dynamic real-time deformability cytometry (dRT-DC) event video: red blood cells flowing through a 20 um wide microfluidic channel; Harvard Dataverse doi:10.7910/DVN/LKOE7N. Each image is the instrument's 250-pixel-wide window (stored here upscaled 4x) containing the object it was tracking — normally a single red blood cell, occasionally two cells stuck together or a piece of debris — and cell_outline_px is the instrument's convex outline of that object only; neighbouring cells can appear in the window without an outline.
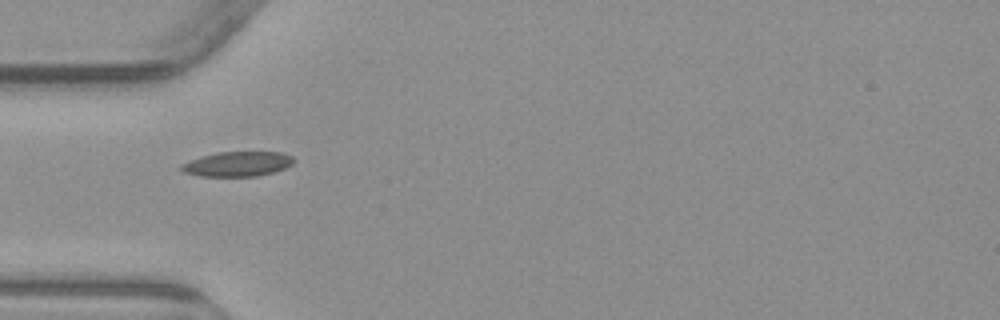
{"species": "common noctule bat (a hibernating species)", "species_latin": "Nyctalus noctula", "temperature_condition": "warm", "stored_images_in_passage": 2, "camera_frame_rate_fps": 3000, "um_per_image_px": 0.085, "animal": {"sex": "male", "body_mass_g": 23.1, "forearm_length_mm": 52.7}, "frame": {"image": 1, "passage_image": 1, "time_ms": 0.0, "image_size_px": [1000, 320], "cell_outline_px": [[296, 160], [292, 164], [284, 168], [272, 172], [256, 176], [200, 176], [184, 172], [176, 168], [180, 164], [204, 156], [220, 152], [280, 152], [292, 156]], "centroid_in_image_um": [20.17, 13.94], "position_along_channel_um": 64.8, "area_um2": 16.13}}
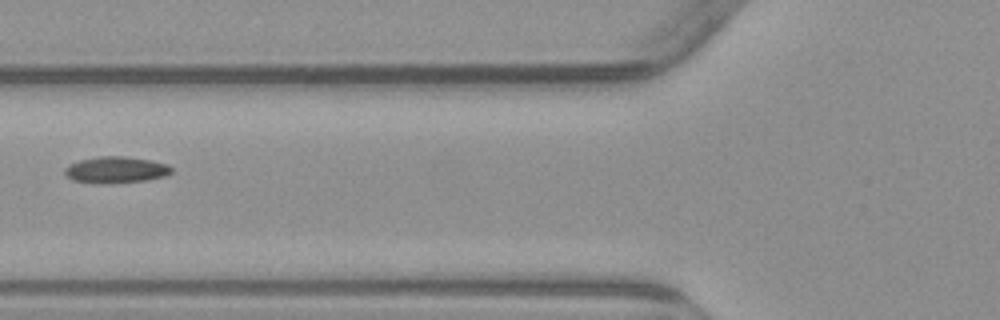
{"frame": {"image": 2, "passage_image": 2, "time_ms": 1.333, "image_size_px": [1000, 320], "cell_outline_px": [[172, 172], [164, 176], [148, 180], [72, 180], [64, 172], [64, 168], [68, 164], [80, 160], [100, 156], [124, 156], [148, 160], [168, 164], [172, 168]], "centroid_in_image_um": [9.89, 14.37], "position_along_channel_um": 115.9, "area_um2": 15.32}}